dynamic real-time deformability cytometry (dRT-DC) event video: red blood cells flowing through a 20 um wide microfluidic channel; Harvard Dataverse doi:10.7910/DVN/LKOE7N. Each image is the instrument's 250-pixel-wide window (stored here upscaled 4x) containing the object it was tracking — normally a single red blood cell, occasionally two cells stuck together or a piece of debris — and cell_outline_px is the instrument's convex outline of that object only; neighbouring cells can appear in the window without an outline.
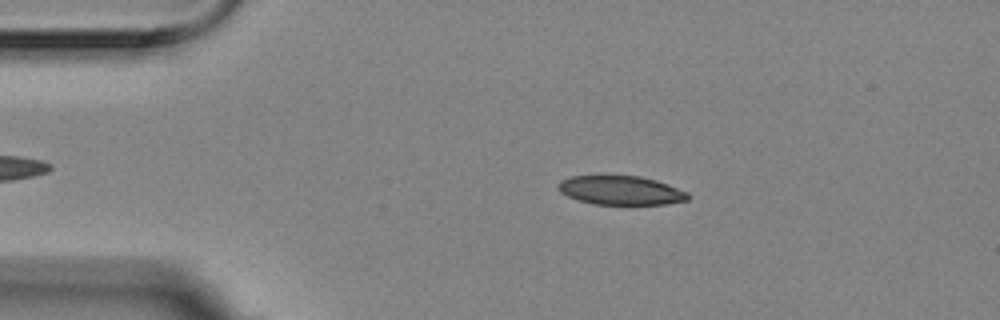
{"species": "Egyptian fruit bat (a non-hibernating species)", "species_latin": "Rousettus aegyptiacus", "temperature_condition": "room temperature", "stored_images_in_passage": 46, "camera_frame_rate_fps": 3000, "um_per_image_px": 0.085, "animal": {"sex": "female"}, "frame": {"image": 1, "passage_image": 8, "time_ms": 2.333, "image_size_px": [1000, 320], "cell_outline_px": [[688, 200], [664, 204], [592, 204], [576, 200], [560, 192], [560, 180], [572, 176], [640, 176], [656, 180], [668, 184], [688, 192]], "centroid_in_image_um": [52.77, 16.18], "position_along_channel_um": 32.2, "area_um2": 21.73}}
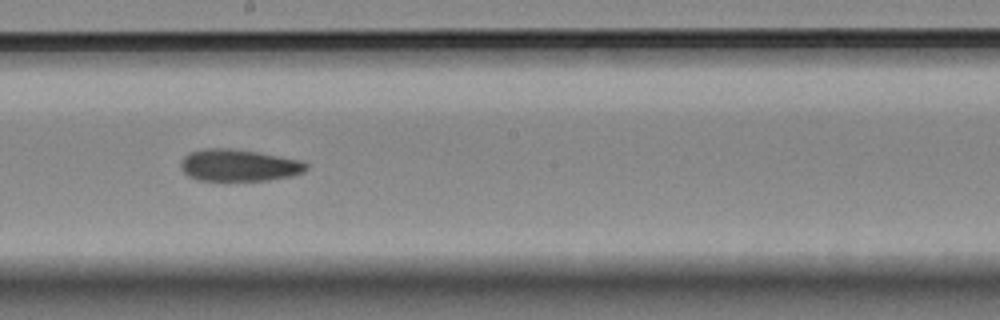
{"frame": {"image": 2, "passage_image": 28, "time_ms": 9.0, "image_size_px": [1000, 320], "cell_outline_px": [[308, 168], [304, 172], [292, 176], [268, 180], [196, 180], [188, 176], [184, 172], [180, 164], [184, 156], [188, 152], [204, 148], [232, 148], [260, 152], [304, 160], [308, 164]], "centroid_in_image_um": [20.34, 14.03], "position_along_channel_um": 227.9, "area_um2": 23.7}}
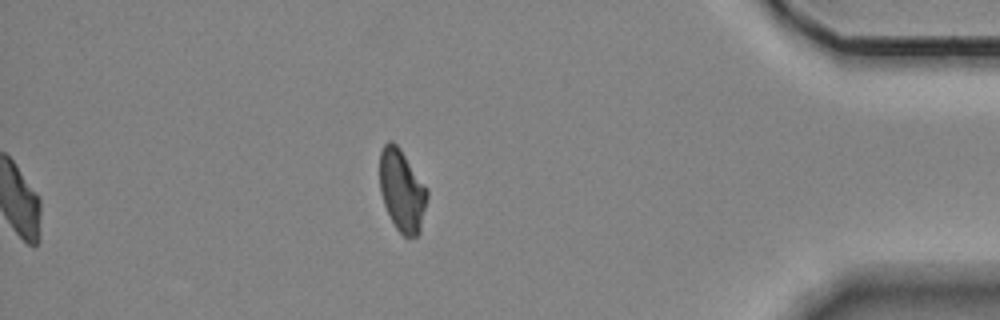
{"frame": {"image": 3, "passage_image": 46, "time_ms": 15.0, "image_size_px": [1000, 320], "cell_outline_px": [[428, 196], [420, 232], [416, 236], [404, 236], [396, 228], [384, 204], [380, 192], [380, 152], [384, 144], [388, 140], [392, 140], [400, 148], [428, 188]], "centroid_in_image_um": [34.18, 16.17], "position_along_channel_um": 401.0, "area_um2": 22.72}, "authors_computed_cell_mechanics": {"area_um2": 23.5535, "velocity_mm_per_s": 3.553, "shape_relaxation_time_tau1_ms": 8.4406, "shape_relaxation_time_tau2_ms": 8.2365, "deformation_change_tau1": 0.1528, "deformation_change_tau2": 0.1617}}